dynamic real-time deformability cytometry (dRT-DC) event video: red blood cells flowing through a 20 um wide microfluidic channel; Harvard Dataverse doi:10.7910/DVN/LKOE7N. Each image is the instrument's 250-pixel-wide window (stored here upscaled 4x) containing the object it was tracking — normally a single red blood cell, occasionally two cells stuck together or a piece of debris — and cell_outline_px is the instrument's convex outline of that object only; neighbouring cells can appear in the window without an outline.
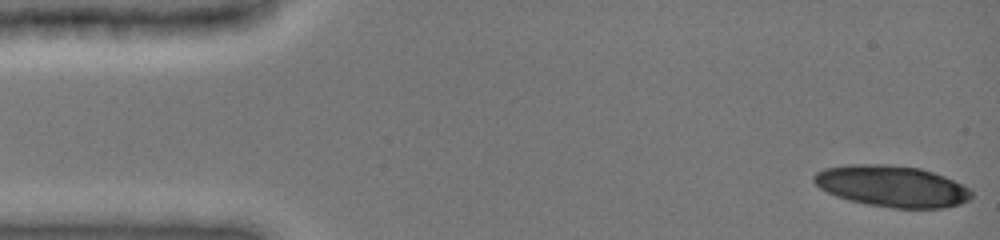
{"species": "common noctule bat (a hibernating species)", "species_latin": "Nyctalus noctula", "temperature_condition": "cold", "stored_images_in_passage": 17, "camera_frame_rate_fps": 3000, "um_per_image_px": 0.085, "animal": {"sex": "female", "body_mass_g": 19.0, "forearm_length_mm": 51.5}, "frame": {"image": 1, "passage_image": 1, "time_ms": 0.0, "image_size_px": [1000, 240], "cell_outline_px": [[972, 196], [968, 200], [960, 204], [944, 208], [892, 208], [868, 204], [848, 200], [836, 196], [820, 188], [812, 180], [812, 176], [816, 172], [824, 168], [848, 164], [884, 164], [920, 168], [944, 176], [968, 188], [972, 192]], "centroid_in_image_um": [75.78, 15.82], "position_along_channel_um": 9.2, "area_um2": 37.92}}